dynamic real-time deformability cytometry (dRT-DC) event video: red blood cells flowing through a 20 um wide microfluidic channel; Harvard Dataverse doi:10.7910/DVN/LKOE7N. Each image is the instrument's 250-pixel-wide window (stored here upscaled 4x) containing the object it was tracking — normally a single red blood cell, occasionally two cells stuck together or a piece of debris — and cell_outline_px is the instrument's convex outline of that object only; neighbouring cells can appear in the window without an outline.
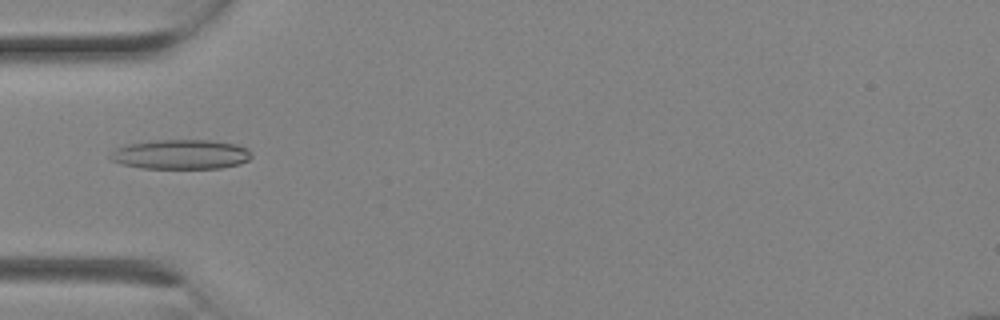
{"species": "Egyptian fruit bat (a non-hibernating species)", "species_latin": "Rousettus aegyptiacus", "temperature_condition": "room temperature", "stored_images_in_passage": 1, "camera_frame_rate_fps": 3000, "um_per_image_px": 0.085, "animal": {"sex": "female"}, "frame": {"image": 1, "passage_image": 1, "time_ms": 0.0, "image_size_px": [1000, 320], "cell_outline_px": [[252, 156], [248, 160], [240, 164], [220, 168], [140, 168], [120, 164], [112, 160], [108, 156], [116, 148], [124, 144], [148, 140], [212, 140], [236, 144], [248, 148], [252, 152]], "centroid_in_image_um": [15.35, 13.11], "position_along_channel_um": 69.6, "area_um2": 24.74}}